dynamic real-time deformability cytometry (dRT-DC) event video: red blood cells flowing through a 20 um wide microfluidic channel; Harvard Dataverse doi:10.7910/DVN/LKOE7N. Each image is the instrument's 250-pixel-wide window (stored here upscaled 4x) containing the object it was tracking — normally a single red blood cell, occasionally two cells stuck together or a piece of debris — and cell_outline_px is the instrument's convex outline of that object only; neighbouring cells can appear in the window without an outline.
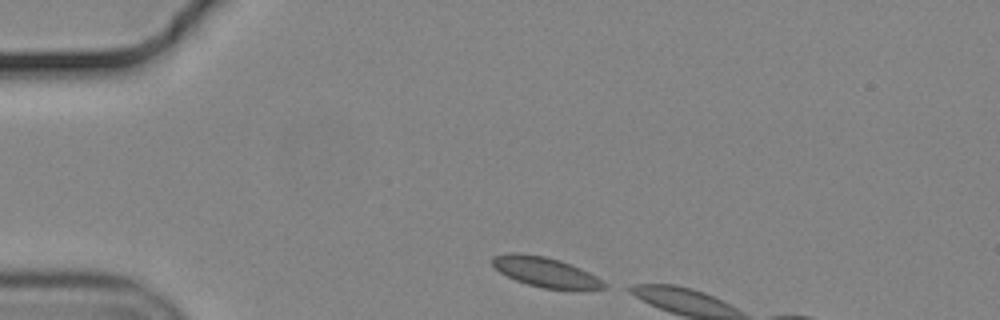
{"species": "common noctule bat (a hibernating species)", "species_latin": "Nyctalus noctula", "temperature_condition": "cold", "stored_images_in_passage": 3, "camera_frame_rate_fps": 3000, "um_per_image_px": 0.085, "animal": {"sex": "male", "body_mass_g": 19.2, "forearm_length_mm": 51.8}, "frame": {"image": 1, "passage_image": 1, "time_ms": 0.0, "image_size_px": [1000, 320], "cell_outline_px": [[608, 288], [544, 288], [528, 284], [516, 280], [500, 272], [492, 264], [492, 256], [508, 252], [520, 252], [544, 256], [560, 260], [572, 264], [596, 276], [608, 284]], "centroid_in_image_um": [46.33, 23.09], "position_along_channel_um": 38.7, "area_um2": 19.19}}